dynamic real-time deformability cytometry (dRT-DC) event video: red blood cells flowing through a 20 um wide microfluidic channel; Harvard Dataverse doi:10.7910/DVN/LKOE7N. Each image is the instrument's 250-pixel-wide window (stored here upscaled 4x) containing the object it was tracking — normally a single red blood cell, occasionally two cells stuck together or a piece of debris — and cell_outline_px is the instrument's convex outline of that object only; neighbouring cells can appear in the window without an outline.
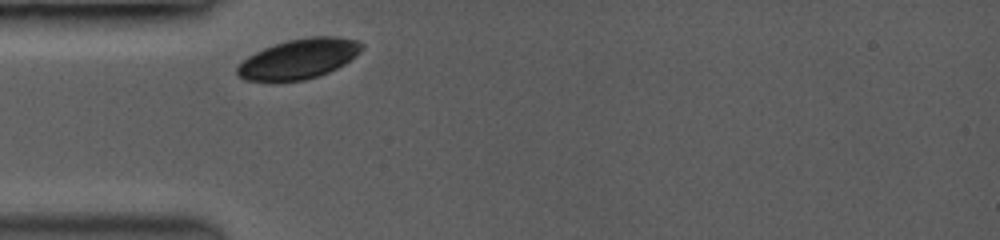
{"species": "common noctule bat (a hibernating species)", "species_latin": "Nyctalus noctula", "temperature_condition": "room temperature", "stored_images_in_passage": 14, "camera_frame_rate_fps": 3500, "um_per_image_px": 0.085, "animal": {"sex": "female", "body_mass_g": 19.0, "forearm_length_mm": 53.3}, "frame": {"image": 1, "passage_image": 1, "time_ms": 0.0, "image_size_px": [1000, 240], "cell_outline_px": [[364, 48], [360, 52], [344, 64], [328, 72], [304, 80], [244, 80], [236, 72], [236, 68], [248, 56], [264, 48], [288, 40], [312, 36], [340, 36], [356, 40], [364, 44]], "centroid_in_image_um": [25.44, 4.98], "position_along_channel_um": 59.6, "area_um2": 28.55}}
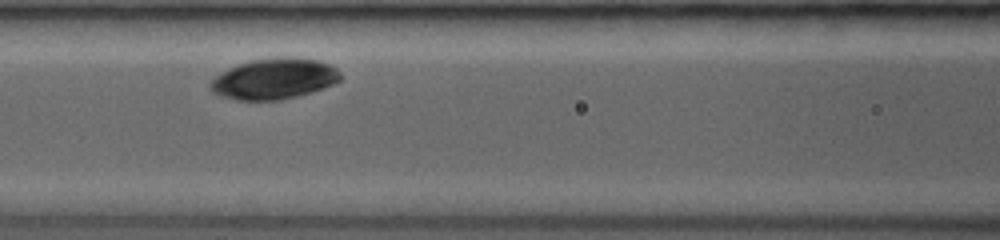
{"frame": {"image": 2, "passage_image": 7, "time_ms": 2.286, "image_size_px": [1000, 240], "cell_outline_px": [[340, 80], [324, 88], [296, 96], [276, 100], [240, 100], [212, 92], [208, 88], [208, 84], [220, 72], [236, 64], [252, 60], [276, 56], [284, 56], [320, 60], [332, 64], [340, 72]], "centroid_in_image_um": [23.3, 6.67], "position_along_channel_um": 143.3, "area_um2": 31.04}}
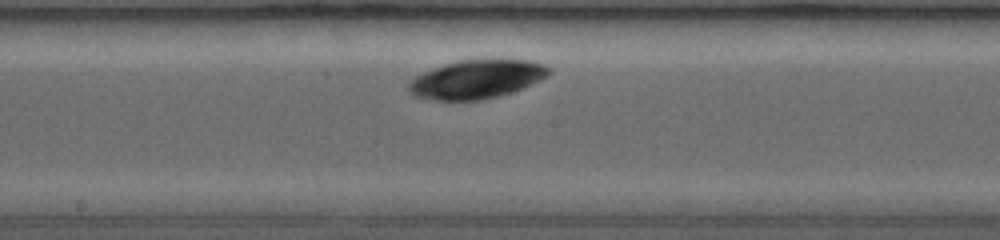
{"frame": {"image": 3, "passage_image": 12, "time_ms": 4.0, "image_size_px": [1000, 240], "cell_outline_px": [[552, 72], [548, 76], [540, 80], [520, 88], [496, 96], [476, 100], [436, 100], [416, 96], [408, 88], [408, 84], [416, 76], [432, 68], [444, 64], [460, 60], [488, 56], [504, 56], [528, 60], [544, 64], [552, 68]], "centroid_in_image_um": [40.59, 6.65], "position_along_channel_um": 207.6, "area_um2": 32.19}}